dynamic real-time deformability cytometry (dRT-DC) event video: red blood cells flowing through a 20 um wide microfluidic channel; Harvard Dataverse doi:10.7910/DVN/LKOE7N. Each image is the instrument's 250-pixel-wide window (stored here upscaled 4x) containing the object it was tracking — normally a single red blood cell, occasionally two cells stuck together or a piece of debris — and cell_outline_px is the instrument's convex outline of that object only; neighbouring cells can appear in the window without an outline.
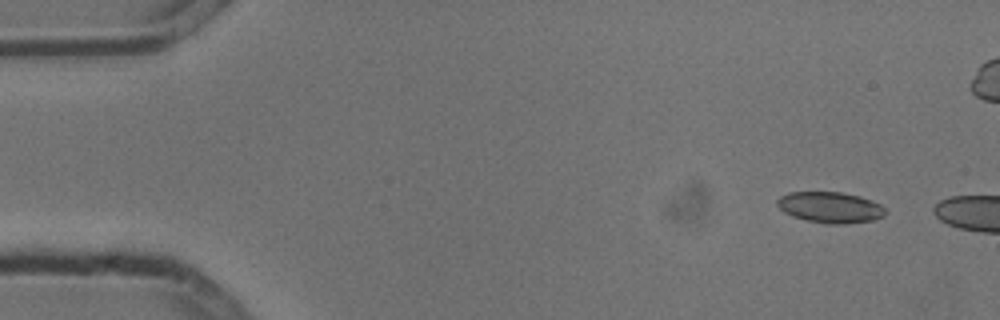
{"species": "common noctule bat (a hibernating species)", "species_latin": "Nyctalus noctula", "temperature_condition": "cold", "stored_images_in_passage": 3, "camera_frame_rate_fps": 3000, "um_per_image_px": 0.085, "animal": {"sex": "male", "body_mass_g": 13.3}, "frame": {"image": 1, "passage_image": 1, "time_ms": 0.0, "image_size_px": [1000, 320], "cell_outline_px": [[888, 212], [884, 216], [872, 220], [844, 224], [824, 224], [792, 216], [784, 212], [776, 204], [776, 200], [780, 196], [788, 192], [840, 192], [860, 196], [872, 200], [880, 204]], "centroid_in_image_um": [70.57, 17.62], "position_along_channel_um": 14.4, "area_um2": 19.65}}